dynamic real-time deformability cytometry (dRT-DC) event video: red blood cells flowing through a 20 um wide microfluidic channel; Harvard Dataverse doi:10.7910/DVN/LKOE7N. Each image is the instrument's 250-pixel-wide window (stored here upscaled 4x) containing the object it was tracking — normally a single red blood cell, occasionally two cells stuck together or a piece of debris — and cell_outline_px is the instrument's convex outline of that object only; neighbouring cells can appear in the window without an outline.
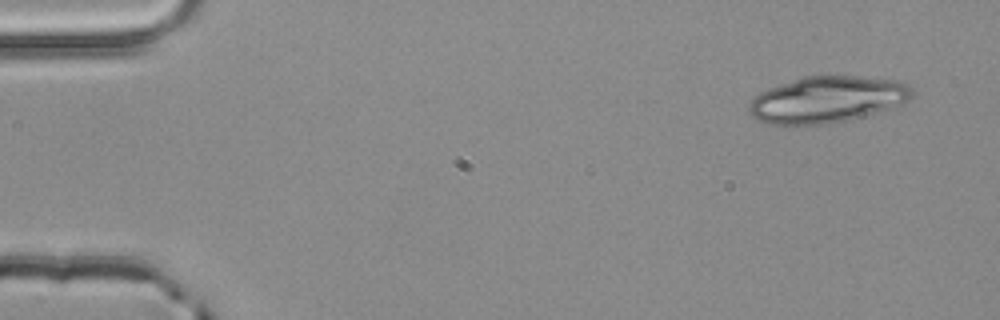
{"species": "common noctule bat (a hibernating species)", "species_latin": "Nyctalus noctula", "temperature_condition": "room temperature", "stored_images_in_passage": 3, "camera_frame_rate_fps": 3000, "um_per_image_px": 0.085, "animal": {"sex": "male", "body_mass_g": 20.4}, "frame": {"image": 1, "passage_image": 1, "time_ms": 0.0, "image_size_px": [1000, 320], "cell_outline_px": [[916, 92], [912, 100], [884, 112], [848, 120], [824, 124], [788, 128], [768, 124], [756, 120], [748, 112], [748, 104], [760, 92], [768, 88], [804, 76], [856, 76], [900, 80], [908, 84]], "centroid_in_image_um": [70.34, 8.5], "position_along_channel_um": 14.7, "area_um2": 45.6}}